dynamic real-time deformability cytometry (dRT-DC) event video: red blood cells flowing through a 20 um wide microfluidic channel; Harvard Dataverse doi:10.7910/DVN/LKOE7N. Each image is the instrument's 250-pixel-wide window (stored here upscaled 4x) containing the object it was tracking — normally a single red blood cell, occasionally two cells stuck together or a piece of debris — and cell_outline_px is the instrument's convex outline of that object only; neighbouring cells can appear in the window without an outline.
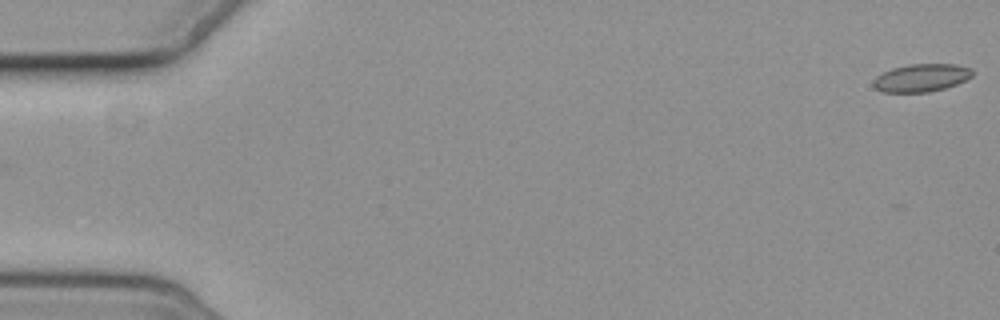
{"species": "common noctule bat (a hibernating species)", "species_latin": "Nyctalus noctula", "temperature_condition": "cold", "stored_images_in_passage": 5, "camera_frame_rate_fps": 3000, "um_per_image_px": 0.085, "animal": {"sex": "female", "body_mass_g": 19.3, "forearm_length_mm": 54.1}, "frame": {"image": 1, "passage_image": 1, "time_ms": 0.0, "image_size_px": [1000, 320], "cell_outline_px": [[972, 76], [956, 84], [944, 88], [928, 92], [884, 92], [876, 88], [872, 84], [872, 80], [876, 76], [892, 68], [908, 64], [956, 64], [972, 68]], "centroid_in_image_um": [78.3, 6.6], "position_along_channel_um": 6.7, "area_um2": 16.01}}
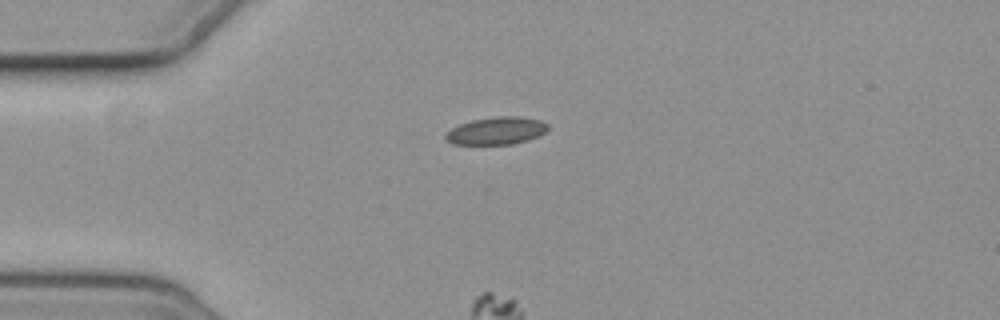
{"frame": {"image": 2, "passage_image": 5, "time_ms": 4.667, "image_size_px": [1000, 320], "cell_outline_px": [[548, 132], [540, 136], [528, 140], [512, 144], [452, 144], [444, 136], [452, 128], [460, 124], [472, 120], [496, 116], [516, 116], [540, 120], [548, 124]], "centroid_in_image_um": [42.25, 11.11], "position_along_channel_um": 42.7, "area_um2": 16.42}}